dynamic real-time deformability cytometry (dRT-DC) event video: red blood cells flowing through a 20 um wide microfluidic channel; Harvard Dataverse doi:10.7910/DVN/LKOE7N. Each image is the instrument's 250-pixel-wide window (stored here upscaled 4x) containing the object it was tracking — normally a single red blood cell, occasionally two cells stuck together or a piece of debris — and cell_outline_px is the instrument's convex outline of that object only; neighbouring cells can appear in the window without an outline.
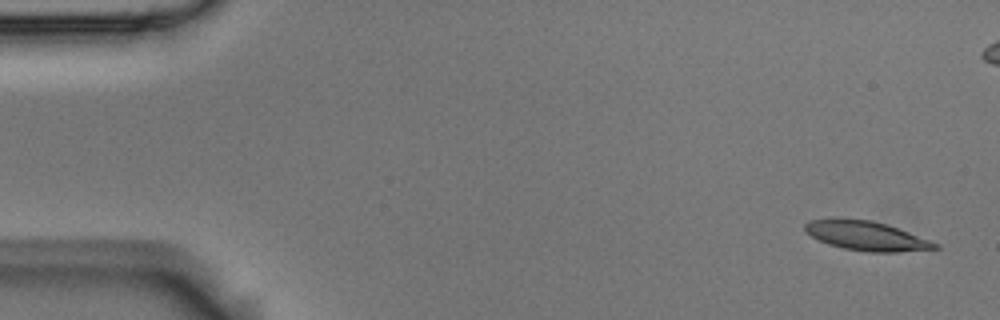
{"species": "Egyptian fruit bat (a non-hibernating species)", "species_latin": "Rousettus aegyptiacus", "temperature_condition": "room temperature", "stored_images_in_passage": 5, "camera_frame_rate_fps": 3000, "um_per_image_px": 0.085, "animal": {"sex": "male"}, "frame": {"image": 1, "passage_image": 1, "time_ms": 0.0, "image_size_px": [1000, 320], "cell_outline_px": [[940, 248], [896, 252], [868, 252], [844, 248], [828, 244], [804, 232], [804, 224], [808, 220], [872, 220], [888, 224], [932, 240], [940, 244]], "centroid_in_image_um": [73.71, 20.06], "position_along_channel_um": 11.3, "area_um2": 21.96}}